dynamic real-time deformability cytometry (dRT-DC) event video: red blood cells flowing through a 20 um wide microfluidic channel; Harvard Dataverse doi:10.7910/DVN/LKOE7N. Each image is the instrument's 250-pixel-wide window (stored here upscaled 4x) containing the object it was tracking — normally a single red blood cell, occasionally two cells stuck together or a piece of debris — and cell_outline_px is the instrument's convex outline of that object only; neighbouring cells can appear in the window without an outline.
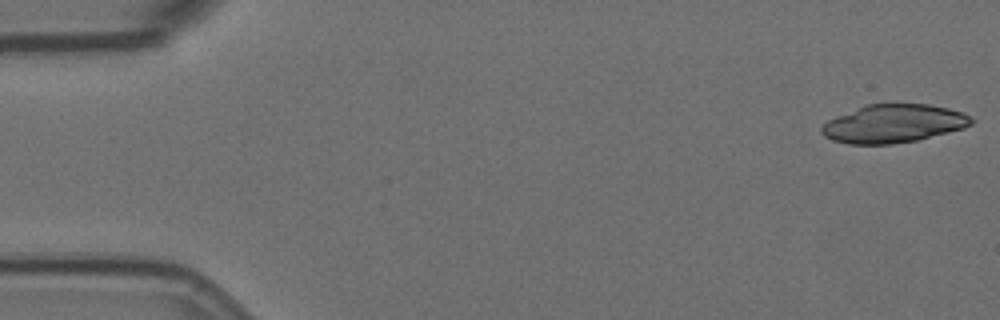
{"species": "Egyptian fruit bat (a non-hibernating species)", "species_latin": "Rousettus aegyptiacus", "temperature_condition": "room temperature", "stored_images_in_passage": 5, "camera_frame_rate_fps": 3000, "um_per_image_px": 0.085, "animal": {"sex": "female"}, "frame": {"image": 1, "passage_image": 1, "time_ms": 0.0, "image_size_px": [1000, 320], "cell_outline_px": [[976, 120], [972, 124], [964, 128], [916, 140], [892, 144], [848, 144], [832, 140], [824, 136], [820, 132], [820, 128], [828, 120], [836, 116], [864, 104], [928, 104], [948, 108], [964, 112], [972, 116]], "centroid_in_image_um": [75.96, 10.5], "position_along_channel_um": 9.0, "area_um2": 33.58}}